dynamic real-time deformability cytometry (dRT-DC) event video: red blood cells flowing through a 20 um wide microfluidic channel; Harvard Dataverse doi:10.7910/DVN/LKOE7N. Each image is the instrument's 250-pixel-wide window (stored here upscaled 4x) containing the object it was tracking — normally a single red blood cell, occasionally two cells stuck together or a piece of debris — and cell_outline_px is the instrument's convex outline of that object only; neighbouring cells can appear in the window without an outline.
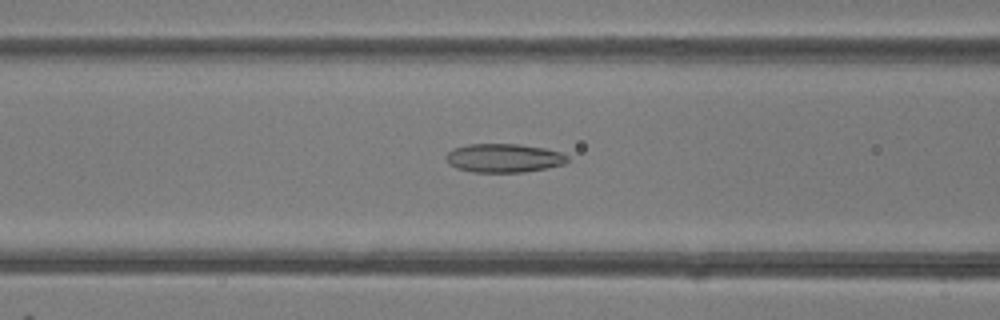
{"species": "common noctule bat (a hibernating species)", "species_latin": "Nyctalus noctula", "temperature_condition": "room temperature", "stored_images_in_passage": 44, "camera_frame_rate_fps": 3000, "um_per_image_px": 0.085, "animal": {"sex": "female"}, "frame": {"image": 1, "passage_image": 15, "time_ms": 4.667, "image_size_px": [1000, 320], "cell_outline_px": [[568, 160], [564, 164], [548, 168], [524, 172], [472, 172], [456, 168], [448, 164], [444, 156], [452, 148], [468, 144], [520, 144], [544, 148], [560, 152], [568, 156]], "centroid_in_image_um": [42.79, 13.43], "position_along_channel_um": 123.8, "area_um2": 20.52}}
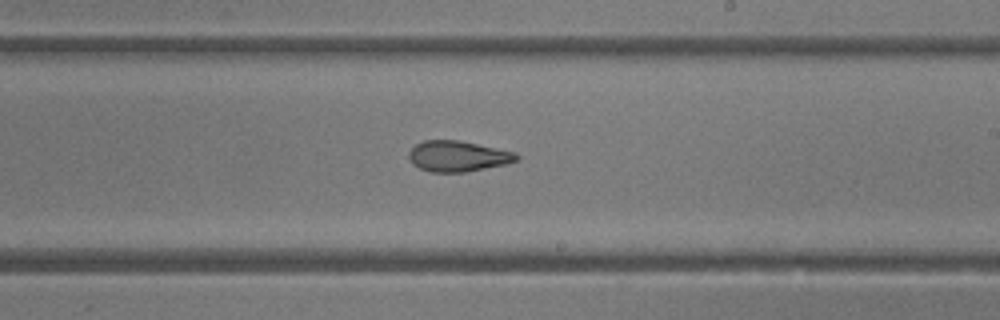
{"frame": {"image": 2, "passage_image": 24, "time_ms": 7.667, "image_size_px": [1000, 320], "cell_outline_px": [[520, 156], [516, 160], [504, 164], [464, 172], [432, 172], [420, 168], [412, 164], [408, 156], [408, 152], [416, 144], [424, 140], [460, 140], [516, 152]], "centroid_in_image_um": [38.89, 13.26], "position_along_channel_um": 250.1, "area_um2": 19.19}}
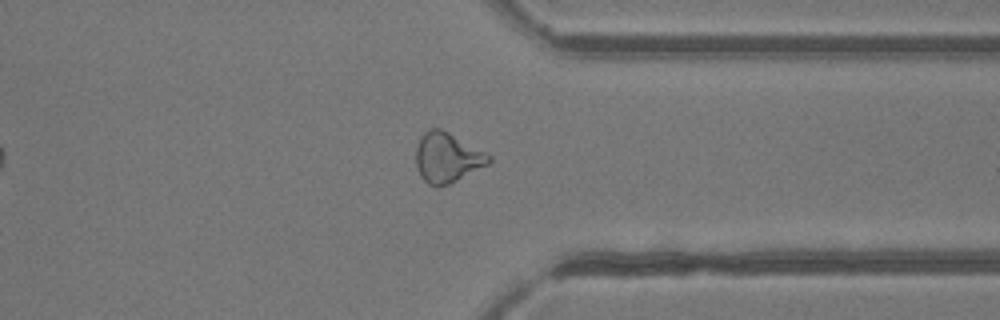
{"frame": {"image": 3, "passage_image": 33, "time_ms": 10.667, "image_size_px": [1000, 320], "cell_outline_px": [[492, 160], [488, 164], [448, 184], [436, 188], [428, 184], [420, 176], [416, 164], [416, 148], [420, 136], [424, 132], [432, 128], [440, 128], [448, 132], [492, 156]], "centroid_in_image_um": [37.98, 13.4], "position_along_channel_um": 373.4, "area_um2": 20.98}, "authors_computed_cell_mechanics": {"area_um2": 21.1548, "velocity_mm_per_s": 4.2205, "shape_relaxation_time_tau1_ms": null, "shape_relaxation_time_tau2_ms": 2.6681, "deformation_change_tau1": null, "deformation_change_tau2": 0.1076}}